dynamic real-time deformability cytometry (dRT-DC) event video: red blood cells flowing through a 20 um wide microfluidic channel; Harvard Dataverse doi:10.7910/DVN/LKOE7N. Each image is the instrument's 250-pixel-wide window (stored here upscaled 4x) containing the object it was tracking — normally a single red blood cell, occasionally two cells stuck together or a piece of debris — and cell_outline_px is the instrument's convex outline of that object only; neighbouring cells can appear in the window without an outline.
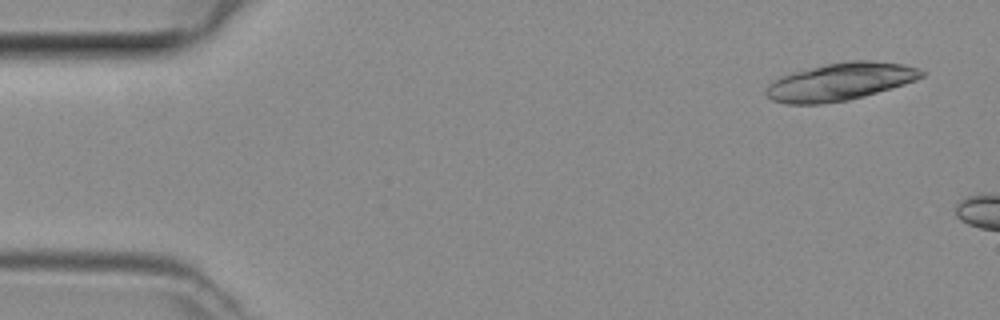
{"species": "common noctule bat (a hibernating species)", "species_latin": "Nyctalus noctula", "temperature_condition": "room temperature", "stored_images_in_passage": 4, "camera_frame_rate_fps": 3000, "um_per_image_px": 0.085, "animal": {"sex": "female", "body_mass_g": 29.2, "forearm_length_mm": 56.3}, "frame": {"image": 1, "passage_image": 1, "time_ms": 0.0, "image_size_px": [1000, 320], "cell_outline_px": [[928, 72], [924, 76], [916, 80], [892, 88], [864, 96], [848, 100], [820, 104], [784, 104], [772, 100], [764, 92], [764, 88], [772, 80], [780, 76], [792, 72], [828, 64], [852, 60], [872, 60], [904, 64]], "centroid_in_image_um": [71.4, 6.95], "position_along_channel_um": 13.6, "area_um2": 34.22}}